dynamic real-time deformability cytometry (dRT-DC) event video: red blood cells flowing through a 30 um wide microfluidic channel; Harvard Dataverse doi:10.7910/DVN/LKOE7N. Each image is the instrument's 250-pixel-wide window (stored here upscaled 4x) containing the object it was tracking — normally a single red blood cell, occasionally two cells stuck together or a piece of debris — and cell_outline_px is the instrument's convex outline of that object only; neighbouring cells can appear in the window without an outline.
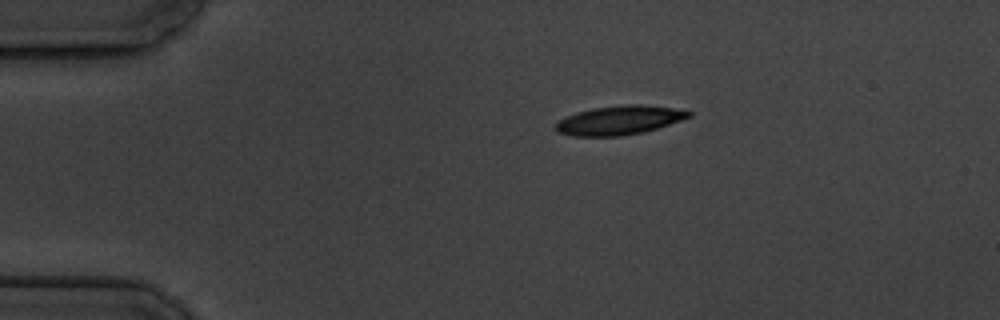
{"species": "common noctule bat (a hibernating species)", "species_latin": "Nyctalus noctula", "temperature_condition": "cold", "stored_images_in_passage": 4, "camera_frame_rate_fps": 3000, "um_per_image_px": 0.085, "animal": {"sex": "male", "body_mass_g": 19.5, "forearm_length_mm": 54.6}, "frame": {"image": 1, "passage_image": 1, "time_ms": 0.0, "image_size_px": [1000, 320], "cell_outline_px": [[692, 116], [644, 132], [620, 136], [572, 136], [556, 132], [552, 128], [556, 120], [576, 112], [592, 108], [628, 104], [640, 104], [672, 108], [692, 112]], "centroid_in_image_um": [52.54, 10.22], "position_along_channel_um": 32.5, "area_um2": 22.6}}
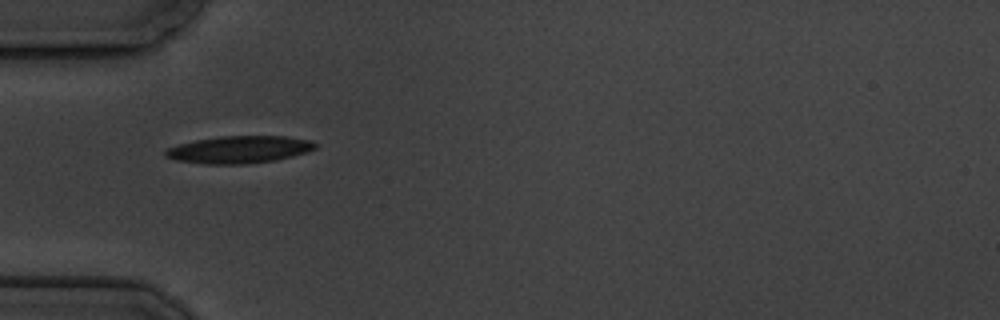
{"frame": {"image": 2, "passage_image": 3, "time_ms": 2.333, "image_size_px": [1000, 320], "cell_outline_px": [[316, 148], [308, 152], [276, 160], [244, 164], [204, 164], [176, 160], [164, 156], [164, 148], [196, 140], [220, 136], [284, 136], [312, 140], [316, 144]], "centroid_in_image_um": [20.32, 12.71], "position_along_channel_um": 64.7, "area_um2": 23.93}}